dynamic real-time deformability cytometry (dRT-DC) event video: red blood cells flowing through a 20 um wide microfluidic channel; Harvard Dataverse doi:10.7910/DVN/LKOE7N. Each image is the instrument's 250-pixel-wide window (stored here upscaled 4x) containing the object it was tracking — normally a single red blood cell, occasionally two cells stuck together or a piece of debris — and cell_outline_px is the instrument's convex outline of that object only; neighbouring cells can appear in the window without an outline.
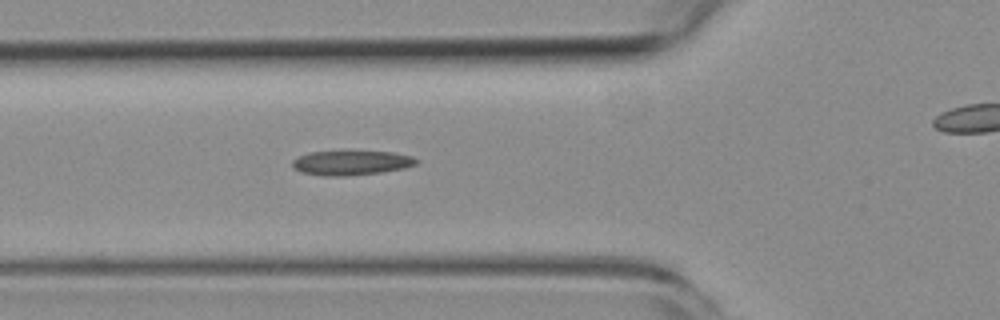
{"species": "common noctule bat (a hibernating species)", "species_latin": "Nyctalus noctula", "temperature_condition": "room temperature", "stored_images_in_passage": 6, "segment_of_instrument_passage": [1, 2], "camera_frame_rate_fps": 3000, "um_per_image_px": 0.085, "animal": {"sex": "female", "body_mass_g": 19.3, "forearm_length_mm": 54.1}, "frame": {"image": 1, "passage_image": 5, "time_ms": 4.667, "image_size_px": [1000, 320], "cell_outline_px": [[420, 160], [416, 164], [404, 168], [384, 172], [344, 176], [324, 176], [300, 172], [292, 168], [292, 160], [308, 152], [340, 148], [392, 152], [412, 156]], "centroid_in_image_um": [29.83, 13.79], "position_along_channel_um": 96.0, "area_um2": 18.9}}